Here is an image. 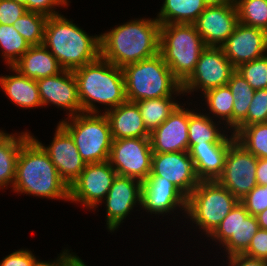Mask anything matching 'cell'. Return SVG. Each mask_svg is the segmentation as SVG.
<instances>
[{
	"label": "cell",
	"mask_w": 267,
	"mask_h": 266,
	"mask_svg": "<svg viewBox=\"0 0 267 266\" xmlns=\"http://www.w3.org/2000/svg\"><path fill=\"white\" fill-rule=\"evenodd\" d=\"M13 1H16V2L24 5L26 7V10H27V0H13Z\"/></svg>",
	"instance_id": "cell-49"
},
{
	"label": "cell",
	"mask_w": 267,
	"mask_h": 266,
	"mask_svg": "<svg viewBox=\"0 0 267 266\" xmlns=\"http://www.w3.org/2000/svg\"><path fill=\"white\" fill-rule=\"evenodd\" d=\"M142 182L117 175L105 197L106 225L110 232L119 228L135 205H141Z\"/></svg>",
	"instance_id": "cell-16"
},
{
	"label": "cell",
	"mask_w": 267,
	"mask_h": 266,
	"mask_svg": "<svg viewBox=\"0 0 267 266\" xmlns=\"http://www.w3.org/2000/svg\"><path fill=\"white\" fill-rule=\"evenodd\" d=\"M159 41L160 23L156 17L130 20L100 34V57L123 68L157 55Z\"/></svg>",
	"instance_id": "cell-1"
},
{
	"label": "cell",
	"mask_w": 267,
	"mask_h": 266,
	"mask_svg": "<svg viewBox=\"0 0 267 266\" xmlns=\"http://www.w3.org/2000/svg\"><path fill=\"white\" fill-rule=\"evenodd\" d=\"M69 0H27V11L38 12L51 17L59 14L56 7H67Z\"/></svg>",
	"instance_id": "cell-41"
},
{
	"label": "cell",
	"mask_w": 267,
	"mask_h": 266,
	"mask_svg": "<svg viewBox=\"0 0 267 266\" xmlns=\"http://www.w3.org/2000/svg\"><path fill=\"white\" fill-rule=\"evenodd\" d=\"M206 7L203 0H164L156 19L160 25L193 24Z\"/></svg>",
	"instance_id": "cell-28"
},
{
	"label": "cell",
	"mask_w": 267,
	"mask_h": 266,
	"mask_svg": "<svg viewBox=\"0 0 267 266\" xmlns=\"http://www.w3.org/2000/svg\"><path fill=\"white\" fill-rule=\"evenodd\" d=\"M239 200L217 180H202L187 197V215L208 236Z\"/></svg>",
	"instance_id": "cell-7"
},
{
	"label": "cell",
	"mask_w": 267,
	"mask_h": 266,
	"mask_svg": "<svg viewBox=\"0 0 267 266\" xmlns=\"http://www.w3.org/2000/svg\"><path fill=\"white\" fill-rule=\"evenodd\" d=\"M126 99L131 102L184 94L160 53L136 63L125 65Z\"/></svg>",
	"instance_id": "cell-5"
},
{
	"label": "cell",
	"mask_w": 267,
	"mask_h": 266,
	"mask_svg": "<svg viewBox=\"0 0 267 266\" xmlns=\"http://www.w3.org/2000/svg\"><path fill=\"white\" fill-rule=\"evenodd\" d=\"M242 254L251 258L267 260V230L259 228Z\"/></svg>",
	"instance_id": "cell-40"
},
{
	"label": "cell",
	"mask_w": 267,
	"mask_h": 266,
	"mask_svg": "<svg viewBox=\"0 0 267 266\" xmlns=\"http://www.w3.org/2000/svg\"><path fill=\"white\" fill-rule=\"evenodd\" d=\"M61 14L48 17L43 45L64 70H75L100 57V35L90 36Z\"/></svg>",
	"instance_id": "cell-4"
},
{
	"label": "cell",
	"mask_w": 267,
	"mask_h": 266,
	"mask_svg": "<svg viewBox=\"0 0 267 266\" xmlns=\"http://www.w3.org/2000/svg\"><path fill=\"white\" fill-rule=\"evenodd\" d=\"M29 48V43L13 25L0 24V54L8 67L13 66Z\"/></svg>",
	"instance_id": "cell-32"
},
{
	"label": "cell",
	"mask_w": 267,
	"mask_h": 266,
	"mask_svg": "<svg viewBox=\"0 0 267 266\" xmlns=\"http://www.w3.org/2000/svg\"><path fill=\"white\" fill-rule=\"evenodd\" d=\"M256 181L258 185H267V159L258 158L256 168Z\"/></svg>",
	"instance_id": "cell-45"
},
{
	"label": "cell",
	"mask_w": 267,
	"mask_h": 266,
	"mask_svg": "<svg viewBox=\"0 0 267 266\" xmlns=\"http://www.w3.org/2000/svg\"><path fill=\"white\" fill-rule=\"evenodd\" d=\"M150 138H123L112 141L108 161L117 175L143 182L151 173Z\"/></svg>",
	"instance_id": "cell-9"
},
{
	"label": "cell",
	"mask_w": 267,
	"mask_h": 266,
	"mask_svg": "<svg viewBox=\"0 0 267 266\" xmlns=\"http://www.w3.org/2000/svg\"><path fill=\"white\" fill-rule=\"evenodd\" d=\"M180 104L172 114L150 133L153 153L188 152L189 109Z\"/></svg>",
	"instance_id": "cell-20"
},
{
	"label": "cell",
	"mask_w": 267,
	"mask_h": 266,
	"mask_svg": "<svg viewBox=\"0 0 267 266\" xmlns=\"http://www.w3.org/2000/svg\"><path fill=\"white\" fill-rule=\"evenodd\" d=\"M36 83L44 107L56 105L57 108L69 111L67 117L82 113L77 80L73 71L63 70L59 74L38 79Z\"/></svg>",
	"instance_id": "cell-17"
},
{
	"label": "cell",
	"mask_w": 267,
	"mask_h": 266,
	"mask_svg": "<svg viewBox=\"0 0 267 266\" xmlns=\"http://www.w3.org/2000/svg\"><path fill=\"white\" fill-rule=\"evenodd\" d=\"M205 48L206 45L194 24L160 25L159 53L181 85L193 73Z\"/></svg>",
	"instance_id": "cell-6"
},
{
	"label": "cell",
	"mask_w": 267,
	"mask_h": 266,
	"mask_svg": "<svg viewBox=\"0 0 267 266\" xmlns=\"http://www.w3.org/2000/svg\"><path fill=\"white\" fill-rule=\"evenodd\" d=\"M187 197L168 180H144L141 185V209L161 215L186 212ZM178 207V208H177ZM172 211V212H171Z\"/></svg>",
	"instance_id": "cell-21"
},
{
	"label": "cell",
	"mask_w": 267,
	"mask_h": 266,
	"mask_svg": "<svg viewBox=\"0 0 267 266\" xmlns=\"http://www.w3.org/2000/svg\"><path fill=\"white\" fill-rule=\"evenodd\" d=\"M221 48L226 58L237 68L267 53V31L238 23Z\"/></svg>",
	"instance_id": "cell-18"
},
{
	"label": "cell",
	"mask_w": 267,
	"mask_h": 266,
	"mask_svg": "<svg viewBox=\"0 0 267 266\" xmlns=\"http://www.w3.org/2000/svg\"><path fill=\"white\" fill-rule=\"evenodd\" d=\"M236 141L257 158L267 159V122L243 127Z\"/></svg>",
	"instance_id": "cell-33"
},
{
	"label": "cell",
	"mask_w": 267,
	"mask_h": 266,
	"mask_svg": "<svg viewBox=\"0 0 267 266\" xmlns=\"http://www.w3.org/2000/svg\"><path fill=\"white\" fill-rule=\"evenodd\" d=\"M82 113H101L95 103L108 106L105 112L125 102L123 70L102 57L73 70Z\"/></svg>",
	"instance_id": "cell-3"
},
{
	"label": "cell",
	"mask_w": 267,
	"mask_h": 266,
	"mask_svg": "<svg viewBox=\"0 0 267 266\" xmlns=\"http://www.w3.org/2000/svg\"><path fill=\"white\" fill-rule=\"evenodd\" d=\"M108 119L113 140L123 138H149L137 102L126 100L119 106L102 112Z\"/></svg>",
	"instance_id": "cell-22"
},
{
	"label": "cell",
	"mask_w": 267,
	"mask_h": 266,
	"mask_svg": "<svg viewBox=\"0 0 267 266\" xmlns=\"http://www.w3.org/2000/svg\"><path fill=\"white\" fill-rule=\"evenodd\" d=\"M239 23L267 31V0H236Z\"/></svg>",
	"instance_id": "cell-35"
},
{
	"label": "cell",
	"mask_w": 267,
	"mask_h": 266,
	"mask_svg": "<svg viewBox=\"0 0 267 266\" xmlns=\"http://www.w3.org/2000/svg\"><path fill=\"white\" fill-rule=\"evenodd\" d=\"M257 162V157L235 141L228 149L217 181L240 201L257 185Z\"/></svg>",
	"instance_id": "cell-13"
},
{
	"label": "cell",
	"mask_w": 267,
	"mask_h": 266,
	"mask_svg": "<svg viewBox=\"0 0 267 266\" xmlns=\"http://www.w3.org/2000/svg\"><path fill=\"white\" fill-rule=\"evenodd\" d=\"M258 229L256 216L250 215L239 201L208 237L219 242L226 255L231 256L242 254Z\"/></svg>",
	"instance_id": "cell-11"
},
{
	"label": "cell",
	"mask_w": 267,
	"mask_h": 266,
	"mask_svg": "<svg viewBox=\"0 0 267 266\" xmlns=\"http://www.w3.org/2000/svg\"><path fill=\"white\" fill-rule=\"evenodd\" d=\"M267 122V88L255 90L247 118L232 132L236 135L243 127Z\"/></svg>",
	"instance_id": "cell-37"
},
{
	"label": "cell",
	"mask_w": 267,
	"mask_h": 266,
	"mask_svg": "<svg viewBox=\"0 0 267 266\" xmlns=\"http://www.w3.org/2000/svg\"><path fill=\"white\" fill-rule=\"evenodd\" d=\"M236 71L226 58L221 47H206L200 54L191 76L181 85L183 95L198 90H207L226 86L231 75Z\"/></svg>",
	"instance_id": "cell-10"
},
{
	"label": "cell",
	"mask_w": 267,
	"mask_h": 266,
	"mask_svg": "<svg viewBox=\"0 0 267 266\" xmlns=\"http://www.w3.org/2000/svg\"><path fill=\"white\" fill-rule=\"evenodd\" d=\"M12 75L0 76V87L12 103L23 109L43 107L36 80L22 75L13 66Z\"/></svg>",
	"instance_id": "cell-25"
},
{
	"label": "cell",
	"mask_w": 267,
	"mask_h": 266,
	"mask_svg": "<svg viewBox=\"0 0 267 266\" xmlns=\"http://www.w3.org/2000/svg\"><path fill=\"white\" fill-rule=\"evenodd\" d=\"M26 11V7L16 1L0 0V24L13 25Z\"/></svg>",
	"instance_id": "cell-39"
},
{
	"label": "cell",
	"mask_w": 267,
	"mask_h": 266,
	"mask_svg": "<svg viewBox=\"0 0 267 266\" xmlns=\"http://www.w3.org/2000/svg\"><path fill=\"white\" fill-rule=\"evenodd\" d=\"M174 97H162L137 102L144 125L149 133L158 128L180 105Z\"/></svg>",
	"instance_id": "cell-29"
},
{
	"label": "cell",
	"mask_w": 267,
	"mask_h": 266,
	"mask_svg": "<svg viewBox=\"0 0 267 266\" xmlns=\"http://www.w3.org/2000/svg\"><path fill=\"white\" fill-rule=\"evenodd\" d=\"M206 6H222L235 4L236 0H203Z\"/></svg>",
	"instance_id": "cell-47"
},
{
	"label": "cell",
	"mask_w": 267,
	"mask_h": 266,
	"mask_svg": "<svg viewBox=\"0 0 267 266\" xmlns=\"http://www.w3.org/2000/svg\"><path fill=\"white\" fill-rule=\"evenodd\" d=\"M259 228L267 230V209L256 215Z\"/></svg>",
	"instance_id": "cell-46"
},
{
	"label": "cell",
	"mask_w": 267,
	"mask_h": 266,
	"mask_svg": "<svg viewBox=\"0 0 267 266\" xmlns=\"http://www.w3.org/2000/svg\"><path fill=\"white\" fill-rule=\"evenodd\" d=\"M234 98L232 111V131H234L246 118L249 105L255 90L238 73L234 72L227 83Z\"/></svg>",
	"instance_id": "cell-30"
},
{
	"label": "cell",
	"mask_w": 267,
	"mask_h": 266,
	"mask_svg": "<svg viewBox=\"0 0 267 266\" xmlns=\"http://www.w3.org/2000/svg\"><path fill=\"white\" fill-rule=\"evenodd\" d=\"M69 266H87V265L81 260V258H79V256L76 255L71 260Z\"/></svg>",
	"instance_id": "cell-48"
},
{
	"label": "cell",
	"mask_w": 267,
	"mask_h": 266,
	"mask_svg": "<svg viewBox=\"0 0 267 266\" xmlns=\"http://www.w3.org/2000/svg\"><path fill=\"white\" fill-rule=\"evenodd\" d=\"M239 23L235 4L207 6L193 23L206 47H221Z\"/></svg>",
	"instance_id": "cell-19"
},
{
	"label": "cell",
	"mask_w": 267,
	"mask_h": 266,
	"mask_svg": "<svg viewBox=\"0 0 267 266\" xmlns=\"http://www.w3.org/2000/svg\"><path fill=\"white\" fill-rule=\"evenodd\" d=\"M31 137L48 154L59 176L70 187L86 166L70 133L58 123L49 146L42 144L32 134Z\"/></svg>",
	"instance_id": "cell-15"
},
{
	"label": "cell",
	"mask_w": 267,
	"mask_h": 266,
	"mask_svg": "<svg viewBox=\"0 0 267 266\" xmlns=\"http://www.w3.org/2000/svg\"><path fill=\"white\" fill-rule=\"evenodd\" d=\"M226 257L229 261L228 266H267V260L251 258L244 254H234Z\"/></svg>",
	"instance_id": "cell-43"
},
{
	"label": "cell",
	"mask_w": 267,
	"mask_h": 266,
	"mask_svg": "<svg viewBox=\"0 0 267 266\" xmlns=\"http://www.w3.org/2000/svg\"><path fill=\"white\" fill-rule=\"evenodd\" d=\"M31 136L30 132L9 134L0 130V188L13 187L16 164L22 144Z\"/></svg>",
	"instance_id": "cell-27"
},
{
	"label": "cell",
	"mask_w": 267,
	"mask_h": 266,
	"mask_svg": "<svg viewBox=\"0 0 267 266\" xmlns=\"http://www.w3.org/2000/svg\"><path fill=\"white\" fill-rule=\"evenodd\" d=\"M207 113H201V111L195 112V110H189V124H188V140L189 148L192 145L203 144H233L236 141L235 135L230 131L231 135L225 134V130H220L218 124Z\"/></svg>",
	"instance_id": "cell-26"
},
{
	"label": "cell",
	"mask_w": 267,
	"mask_h": 266,
	"mask_svg": "<svg viewBox=\"0 0 267 266\" xmlns=\"http://www.w3.org/2000/svg\"><path fill=\"white\" fill-rule=\"evenodd\" d=\"M146 180H168L186 197L200 182L189 152L153 153L151 173Z\"/></svg>",
	"instance_id": "cell-14"
},
{
	"label": "cell",
	"mask_w": 267,
	"mask_h": 266,
	"mask_svg": "<svg viewBox=\"0 0 267 266\" xmlns=\"http://www.w3.org/2000/svg\"><path fill=\"white\" fill-rule=\"evenodd\" d=\"M59 123L72 136L86 164L108 160L113 138L104 113H79Z\"/></svg>",
	"instance_id": "cell-8"
},
{
	"label": "cell",
	"mask_w": 267,
	"mask_h": 266,
	"mask_svg": "<svg viewBox=\"0 0 267 266\" xmlns=\"http://www.w3.org/2000/svg\"><path fill=\"white\" fill-rule=\"evenodd\" d=\"M206 102V108H208L209 113L208 116L211 115L216 116L213 118H217L224 121V126L226 125V129H232V111H233V103L234 98L230 91L228 85L216 87L207 90L205 93H202Z\"/></svg>",
	"instance_id": "cell-31"
},
{
	"label": "cell",
	"mask_w": 267,
	"mask_h": 266,
	"mask_svg": "<svg viewBox=\"0 0 267 266\" xmlns=\"http://www.w3.org/2000/svg\"><path fill=\"white\" fill-rule=\"evenodd\" d=\"M254 90L267 88V54L236 68Z\"/></svg>",
	"instance_id": "cell-36"
},
{
	"label": "cell",
	"mask_w": 267,
	"mask_h": 266,
	"mask_svg": "<svg viewBox=\"0 0 267 266\" xmlns=\"http://www.w3.org/2000/svg\"><path fill=\"white\" fill-rule=\"evenodd\" d=\"M22 75L38 80L61 73L64 69L56 57L43 45H34L13 65Z\"/></svg>",
	"instance_id": "cell-23"
},
{
	"label": "cell",
	"mask_w": 267,
	"mask_h": 266,
	"mask_svg": "<svg viewBox=\"0 0 267 266\" xmlns=\"http://www.w3.org/2000/svg\"><path fill=\"white\" fill-rule=\"evenodd\" d=\"M76 256L73 252L70 253L68 249L63 250L54 261H40L36 260L33 266H69L71 260Z\"/></svg>",
	"instance_id": "cell-44"
},
{
	"label": "cell",
	"mask_w": 267,
	"mask_h": 266,
	"mask_svg": "<svg viewBox=\"0 0 267 266\" xmlns=\"http://www.w3.org/2000/svg\"><path fill=\"white\" fill-rule=\"evenodd\" d=\"M117 173L109 161L86 164L79 177L69 187V201L96 209L102 204Z\"/></svg>",
	"instance_id": "cell-12"
},
{
	"label": "cell",
	"mask_w": 267,
	"mask_h": 266,
	"mask_svg": "<svg viewBox=\"0 0 267 266\" xmlns=\"http://www.w3.org/2000/svg\"><path fill=\"white\" fill-rule=\"evenodd\" d=\"M240 202L250 215H258L267 209V185L257 184Z\"/></svg>",
	"instance_id": "cell-38"
},
{
	"label": "cell",
	"mask_w": 267,
	"mask_h": 266,
	"mask_svg": "<svg viewBox=\"0 0 267 266\" xmlns=\"http://www.w3.org/2000/svg\"><path fill=\"white\" fill-rule=\"evenodd\" d=\"M36 260V256L29 249H19L4 257L0 266H33Z\"/></svg>",
	"instance_id": "cell-42"
},
{
	"label": "cell",
	"mask_w": 267,
	"mask_h": 266,
	"mask_svg": "<svg viewBox=\"0 0 267 266\" xmlns=\"http://www.w3.org/2000/svg\"><path fill=\"white\" fill-rule=\"evenodd\" d=\"M232 144L192 145L189 155L193 160L197 177L202 180H217L222 174L225 157Z\"/></svg>",
	"instance_id": "cell-24"
},
{
	"label": "cell",
	"mask_w": 267,
	"mask_h": 266,
	"mask_svg": "<svg viewBox=\"0 0 267 266\" xmlns=\"http://www.w3.org/2000/svg\"><path fill=\"white\" fill-rule=\"evenodd\" d=\"M48 17L38 12L26 11L17 19L13 27L30 46L41 45L44 41L45 26Z\"/></svg>",
	"instance_id": "cell-34"
},
{
	"label": "cell",
	"mask_w": 267,
	"mask_h": 266,
	"mask_svg": "<svg viewBox=\"0 0 267 266\" xmlns=\"http://www.w3.org/2000/svg\"><path fill=\"white\" fill-rule=\"evenodd\" d=\"M12 189L19 194L69 201V187L48 154L30 136L21 146Z\"/></svg>",
	"instance_id": "cell-2"
}]
</instances>
